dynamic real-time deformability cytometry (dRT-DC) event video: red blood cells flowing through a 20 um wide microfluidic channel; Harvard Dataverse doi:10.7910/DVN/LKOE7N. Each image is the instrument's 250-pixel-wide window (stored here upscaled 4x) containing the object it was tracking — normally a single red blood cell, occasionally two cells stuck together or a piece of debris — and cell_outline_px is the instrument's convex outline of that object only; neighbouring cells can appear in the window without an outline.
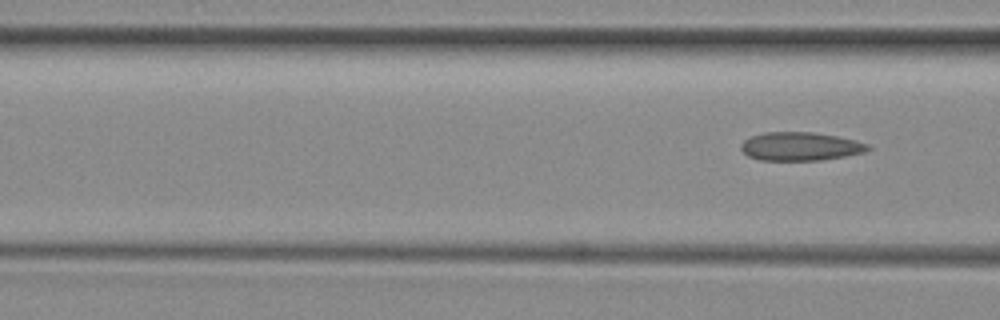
{"species": "common noctule bat (a hibernating species)", "species_latin": "Nyctalus noctula", "temperature_condition": "room temperature", "stored_images_in_passage": 4, "camera_frame_rate_fps": 3000, "um_per_image_px": 0.085, "animal": {"sex": "female", "body_mass_g": 29.2, "forearm_length_mm": 56.3}, "frame": {"image": 1, "passage_image": 4, "time_ms": 4.0, "image_size_px": [1000, 320], "cell_outline_px": [[872, 148], [864, 152], [844, 156], [820, 160], [760, 160], [748, 156], [740, 148], [740, 144], [744, 140], [752, 136], [764, 132], [812, 132], [836, 136], [868, 144]], "centroid_in_image_um": [67.99, 12.44], "position_along_channel_um": 98.6, "area_um2": 20.87}}